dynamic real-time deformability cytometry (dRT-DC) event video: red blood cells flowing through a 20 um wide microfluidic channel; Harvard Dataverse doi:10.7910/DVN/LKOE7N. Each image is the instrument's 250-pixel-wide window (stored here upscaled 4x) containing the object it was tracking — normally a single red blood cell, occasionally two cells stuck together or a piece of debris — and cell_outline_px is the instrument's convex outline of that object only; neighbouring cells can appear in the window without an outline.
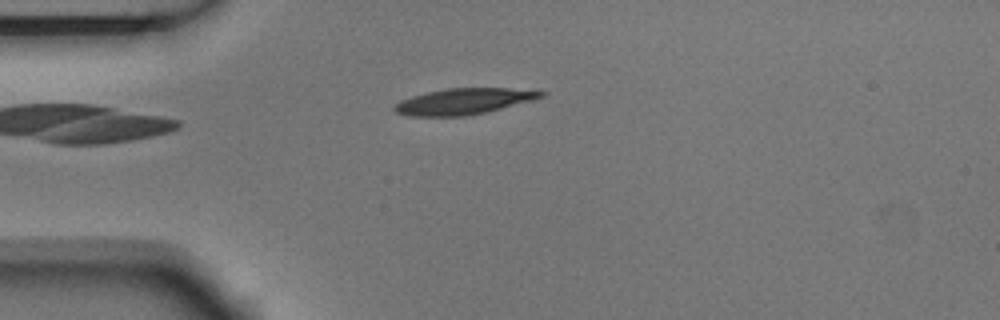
{"species": "Egyptian fruit bat (a non-hibernating species)", "species_latin": "Rousettus aegyptiacus", "temperature_condition": "room temperature", "stored_images_in_passage": 4, "camera_frame_rate_fps": 3000, "um_per_image_px": 0.085, "animal": {"sex": "male"}, "frame": {"image": 1, "passage_image": 4, "time_ms": 1.0, "image_size_px": [1000, 320], "cell_outline_px": [[548, 92], [544, 96], [532, 100], [488, 112], [464, 116], [408, 116], [396, 112], [392, 108], [400, 100], [412, 96], [428, 92], [448, 88], [536, 88]], "centroid_in_image_um": [39.51, 8.6], "position_along_channel_um": 45.5, "area_um2": 22.54}}